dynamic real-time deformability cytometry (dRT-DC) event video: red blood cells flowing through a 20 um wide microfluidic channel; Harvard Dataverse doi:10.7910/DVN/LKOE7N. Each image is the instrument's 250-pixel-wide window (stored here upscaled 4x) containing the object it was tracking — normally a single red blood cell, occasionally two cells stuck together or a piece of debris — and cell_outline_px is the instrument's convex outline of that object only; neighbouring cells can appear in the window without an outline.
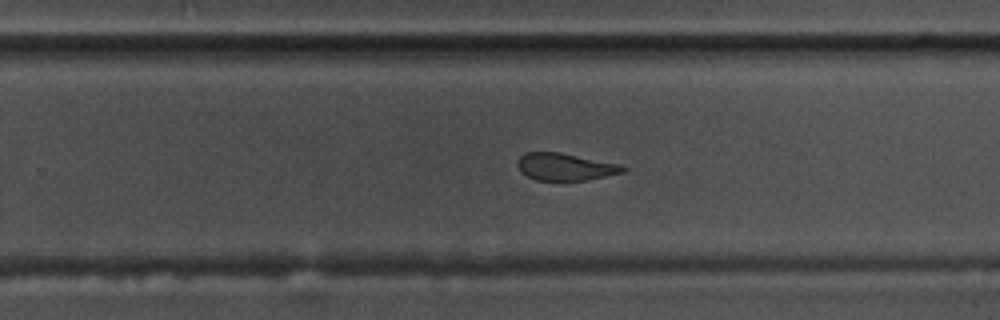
{"species": "common noctule bat (a hibernating species)", "species_latin": "Nyctalus noctula", "temperature_condition": "warm", "stored_images_in_passage": 56, "camera_frame_rate_fps": 3000, "um_per_image_px": 0.085, "animal": {"sex": "male", "body_mass_g": 17.5, "forearm_length_mm": 52.3}, "frame": {"image": 1, "passage_image": 35, "time_ms": 11.333, "image_size_px": [1000, 320], "cell_outline_px": [[628, 168], [624, 172], [588, 180], [536, 180], [520, 172], [516, 164], [520, 156], [524, 152], [560, 152], [620, 164]], "centroid_in_image_um": [48.03, 14.17], "position_along_channel_um": 281.8, "area_um2": 16.82}}
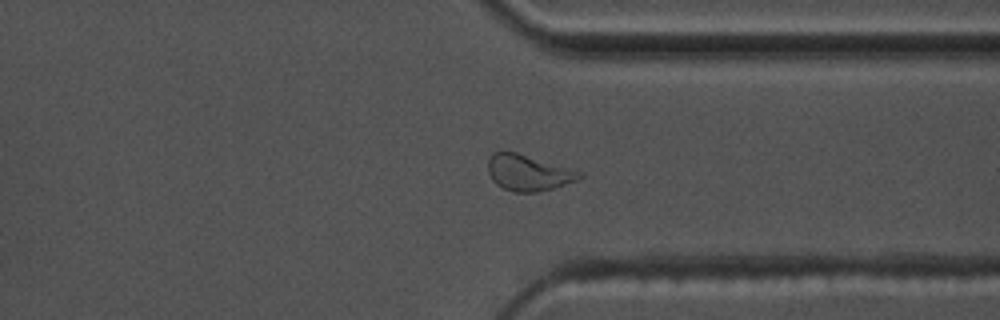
{"frame": {"image": 2, "passage_image": 42, "time_ms": 13.667, "image_size_px": [1000, 320], "cell_outline_px": [[584, 176], [576, 180], [552, 188], [536, 192], [512, 192], [496, 184], [492, 180], [488, 172], [488, 160], [492, 152], [516, 152], [584, 172]], "centroid_in_image_um": [44.89, 14.68], "position_along_channel_um": 366.5, "area_um2": 19.07}}
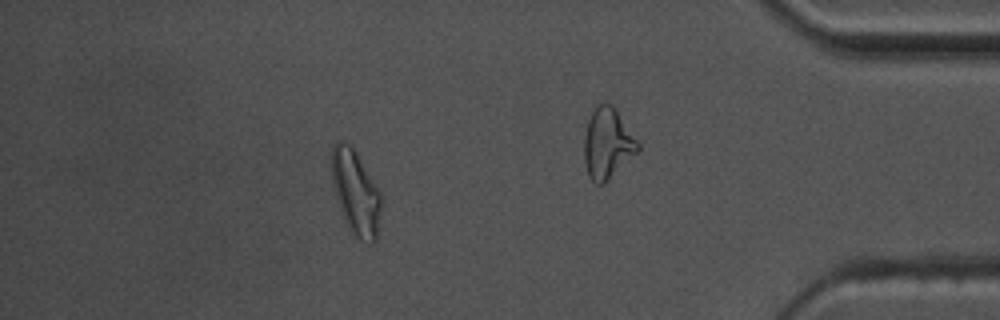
{"frame": {"image": 3, "passage_image": 49, "time_ms": 16.0, "image_size_px": [1000, 320], "cell_outline_px": [[380, 212], [376, 240], [372, 244], [368, 244], [360, 240], [348, 228], [344, 220], [332, 184], [332, 148], [336, 140], [340, 140], [352, 144], [380, 192]], "centroid_in_image_um": [30.22, 16.35], "position_along_channel_um": 405.0, "area_um2": 24.33}, "authors_computed_cell_mechanics": {"area_um2": 18.9584, "velocity_mm_per_s": 3.629, "shape_relaxation_time_tau1_ms": null, "shape_relaxation_time_tau2_ms": 1.6471, "deformation_change_tau1": null, "deformation_change_tau2": 0.0886}}